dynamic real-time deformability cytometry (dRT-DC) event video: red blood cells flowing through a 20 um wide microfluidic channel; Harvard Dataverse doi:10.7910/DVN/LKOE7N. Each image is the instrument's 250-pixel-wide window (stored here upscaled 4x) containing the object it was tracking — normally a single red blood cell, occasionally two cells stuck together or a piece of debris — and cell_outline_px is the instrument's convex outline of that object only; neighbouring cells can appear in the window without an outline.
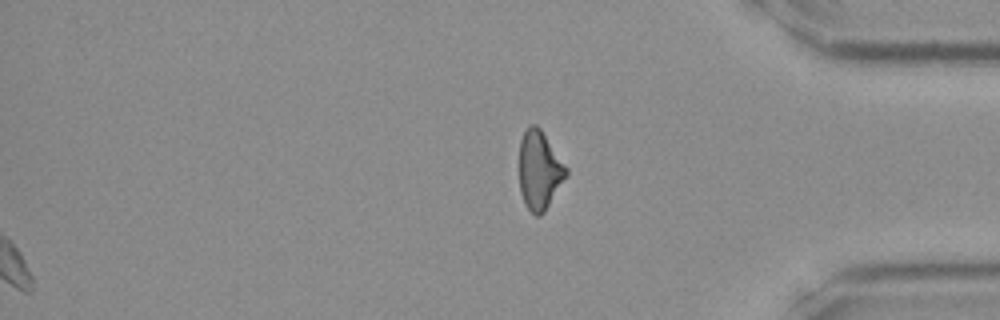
{"species": "Egyptian fruit bat (a non-hibernating species)", "species_latin": "Rousettus aegyptiacus", "temperature_condition": "room temperature", "stored_images_in_passage": 31, "segment_of_instrument_passage": [2, 2], "camera_frame_rate_fps": 3000, "um_per_image_px": 0.085, "frame": {"image": 1, "passage_image": 31, "time_ms": 10.0, "image_size_px": [1000, 320], "cell_outline_px": [[568, 176], [544, 212], [540, 216], [536, 216], [524, 204], [520, 192], [520, 140], [528, 124], [536, 124], [540, 128], [568, 168]], "centroid_in_image_um": [45.86, 14.47], "position_along_channel_um": 389.3, "area_um2": 21.62}}